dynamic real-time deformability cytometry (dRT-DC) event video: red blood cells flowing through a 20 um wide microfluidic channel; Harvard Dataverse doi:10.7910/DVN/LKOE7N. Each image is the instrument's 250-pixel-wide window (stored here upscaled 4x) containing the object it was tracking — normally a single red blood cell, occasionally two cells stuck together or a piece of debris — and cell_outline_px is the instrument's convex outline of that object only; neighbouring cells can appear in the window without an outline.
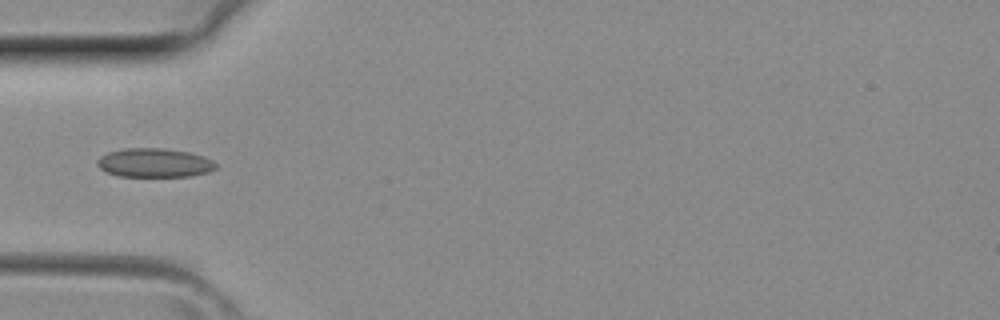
{"species": "common noctule bat (a hibernating species)", "species_latin": "Nyctalus noctula", "temperature_condition": "room temperature", "stored_images_in_passage": 4, "camera_frame_rate_fps": 3000, "um_per_image_px": 0.085, "animal": {"sex": "female", "body_mass_g": 29.2, "forearm_length_mm": 56.3}, "frame": {"image": 1, "passage_image": 4, "time_ms": 1.0, "image_size_px": [1000, 320], "cell_outline_px": [[216, 168], [208, 172], [192, 176], [120, 176], [108, 172], [100, 168], [96, 164], [96, 160], [100, 156], [108, 152], [124, 148], [164, 148], [188, 152], [204, 156], [212, 160], [216, 164]], "centroid_in_image_um": [13.12, 13.83], "position_along_channel_um": 71.9, "area_um2": 20.0}}